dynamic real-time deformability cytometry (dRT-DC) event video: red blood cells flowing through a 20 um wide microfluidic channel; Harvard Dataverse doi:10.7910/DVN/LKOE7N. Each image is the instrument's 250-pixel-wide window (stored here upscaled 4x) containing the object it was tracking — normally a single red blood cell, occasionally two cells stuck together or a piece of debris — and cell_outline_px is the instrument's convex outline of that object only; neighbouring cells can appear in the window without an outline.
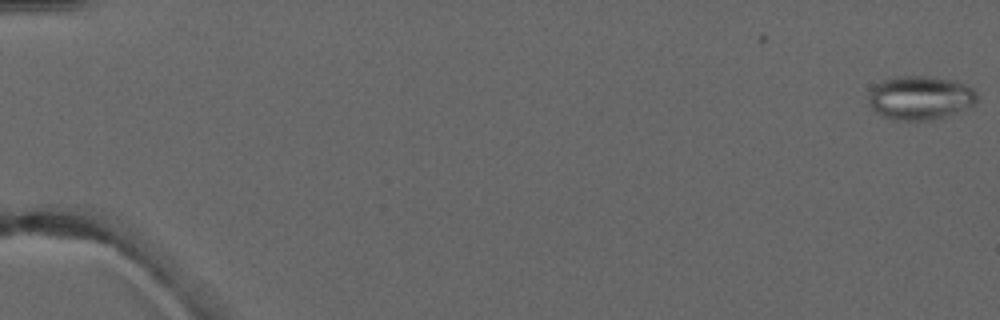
{"species": "common noctule bat (a hibernating species)", "species_latin": "Nyctalus noctula", "temperature_condition": "warm", "stored_images_in_passage": 5, "camera_frame_rate_fps": 3000, "um_per_image_px": 0.085, "animal": {"sex": "male", "forearm_length_mm": 52.5}, "frame": {"image": 1, "passage_image": 1, "time_ms": 0.0, "image_size_px": [1000, 320], "cell_outline_px": [[976, 100], [972, 104], [944, 116], [928, 120], [896, 120], [884, 116], [876, 112], [868, 104], [868, 92], [876, 84], [884, 80], [896, 76], [928, 76], [952, 80], [968, 84], [976, 92]], "centroid_in_image_um": [78.16, 8.29], "position_along_channel_um": 6.8, "area_um2": 27.4}}